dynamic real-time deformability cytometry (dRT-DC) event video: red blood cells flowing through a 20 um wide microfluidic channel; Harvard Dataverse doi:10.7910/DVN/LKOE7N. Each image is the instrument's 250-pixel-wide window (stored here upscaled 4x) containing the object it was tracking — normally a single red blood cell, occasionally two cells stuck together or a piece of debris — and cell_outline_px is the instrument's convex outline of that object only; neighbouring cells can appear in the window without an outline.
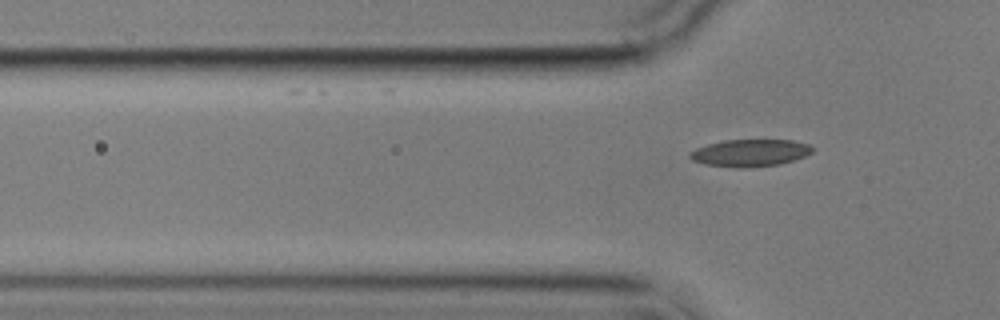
{"species": "common noctule bat (a hibernating species)", "species_latin": "Nyctalus noctula", "temperature_condition": "cold", "stored_images_in_passage": 7, "segment_of_instrument_passage": [2, 2], "camera_frame_rate_fps": 3000, "um_per_image_px": 0.085, "animal": {"sex": "male", "body_mass_g": 17.9}, "frame": {"image": 1, "passage_image": 7, "time_ms": 7.333, "image_size_px": [1000, 320], "cell_outline_px": [[812, 152], [804, 156], [780, 164], [748, 168], [736, 168], [704, 164], [692, 160], [688, 156], [688, 152], [696, 148], [708, 144], [724, 140], [792, 140], [808, 144], [812, 148]], "centroid_in_image_um": [63.7, 13.0], "position_along_channel_um": 62.1, "area_um2": 19.42}}